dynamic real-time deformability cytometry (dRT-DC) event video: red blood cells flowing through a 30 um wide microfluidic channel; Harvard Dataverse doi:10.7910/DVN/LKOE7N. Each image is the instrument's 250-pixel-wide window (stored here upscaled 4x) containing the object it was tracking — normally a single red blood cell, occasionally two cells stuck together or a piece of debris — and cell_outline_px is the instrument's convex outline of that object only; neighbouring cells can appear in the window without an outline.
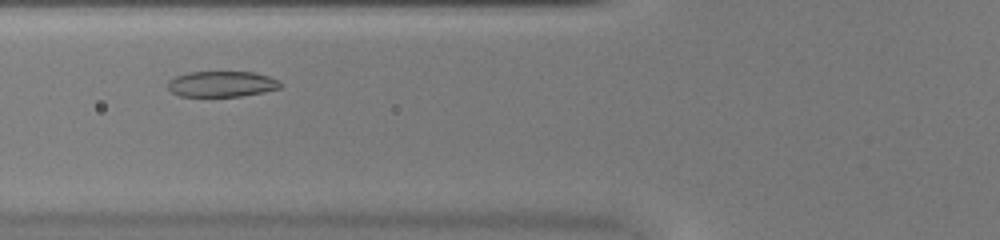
{"species": "common noctule bat (a hibernating species)", "species_latin": "Nyctalus noctula", "temperature_condition": "warm", "stored_images_in_passage": 31, "camera_frame_rate_fps": 3000, "um_per_image_px": 0.085, "animal": {"sex": "female", "body_mass_g": 20.0, "forearm_length_mm": 54.0}, "frame": {"image": 1, "passage_image": 6, "time_ms": 1.667, "image_size_px": [1000, 240], "cell_outline_px": [[280, 88], [264, 92], [240, 96], [180, 96], [172, 92], [168, 88], [168, 80], [176, 76], [188, 72], [252, 72], [268, 76], [276, 80], [280, 84]], "centroid_in_image_um": [18.81, 7.14], "position_along_channel_um": 107.0, "area_um2": 16.7}}
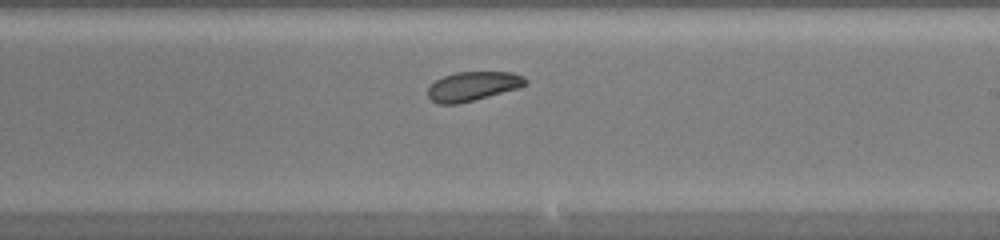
{"frame": {"image": 2, "passage_image": 16, "time_ms": 5.0, "image_size_px": [1000, 240], "cell_outline_px": [[528, 84], [520, 88], [456, 104], [436, 104], [428, 96], [428, 88], [436, 80], [444, 76], [456, 72], [512, 72], [524, 76], [528, 80]], "centroid_in_image_um": [40.23, 7.32], "position_along_channel_um": 248.8, "area_um2": 16.59}}
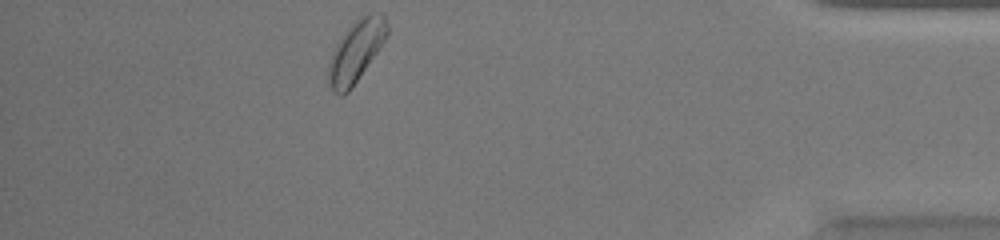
{"frame": {"image": 3, "passage_image": 30, "time_ms": 9.667, "image_size_px": [1000, 240], "cell_outline_px": [[388, 32], [384, 40], [352, 88], [344, 96], [340, 96], [332, 92], [328, 84], [328, 60], [336, 44], [344, 32], [356, 20], [368, 12], [380, 12], [384, 16], [388, 24]], "centroid_in_image_um": [30.23, 4.37], "position_along_channel_um": 405.0, "area_um2": 21.04}, "authors_computed_cell_mechanics": {"area_um2": 17.5134, "velocity_mm_per_s": 4.2606, "shape_relaxation_time_tau1_ms": 4.5176, "shape_relaxation_time_tau2_ms": 2.3868, "deformation_change_tau1": 0.1065, "deformation_change_tau2": 0.0731}}